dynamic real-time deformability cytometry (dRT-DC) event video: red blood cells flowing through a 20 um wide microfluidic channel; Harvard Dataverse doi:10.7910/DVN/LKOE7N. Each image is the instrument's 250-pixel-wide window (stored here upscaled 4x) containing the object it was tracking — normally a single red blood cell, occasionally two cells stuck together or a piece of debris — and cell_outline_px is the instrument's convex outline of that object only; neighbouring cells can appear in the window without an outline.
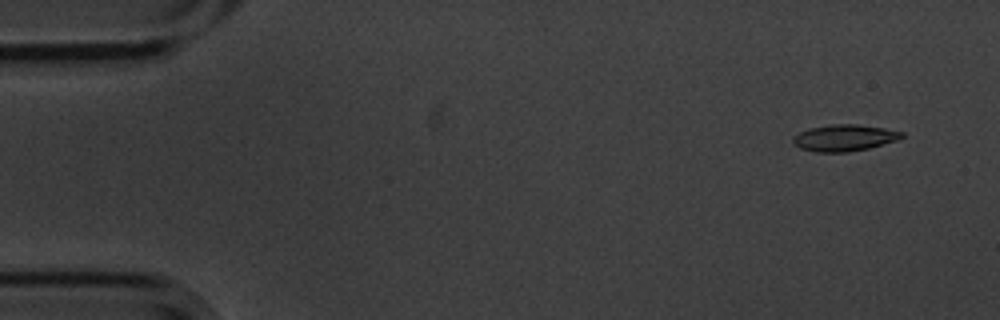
{"species": "common noctule bat (a hibernating species)", "species_latin": "Nyctalus noctula", "temperature_condition": "cold", "stored_images_in_passage": 7, "camera_frame_rate_fps": 3000, "um_per_image_px": 0.085, "animal": {"sex": "male", "body_mass_g": 20.1, "forearm_length_mm": 53.5}, "frame": {"image": 1, "passage_image": 1, "time_ms": 0.0, "image_size_px": [1000, 320], "cell_outline_px": [[904, 136], [896, 140], [868, 148], [848, 152], [816, 152], [800, 148], [792, 144], [792, 136], [808, 128], [832, 124], [856, 124], [884, 128], [904, 132]], "centroid_in_image_um": [71.72, 11.71], "position_along_channel_um": 13.3, "area_um2": 16.82}}
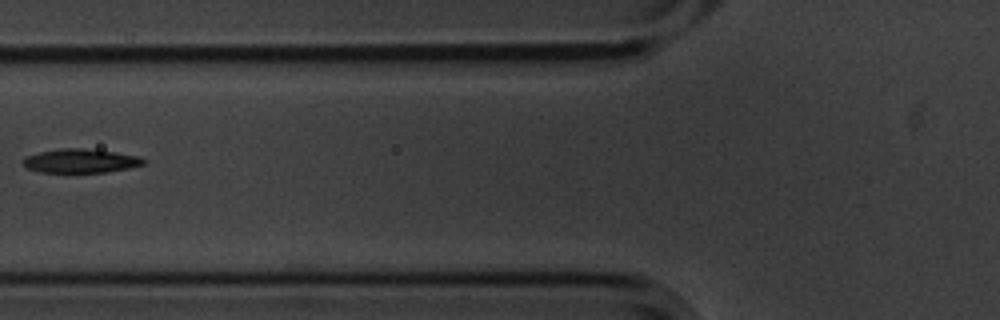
{"frame": {"image": 2, "passage_image": 6, "time_ms": 1.667, "image_size_px": [1000, 320], "cell_outline_px": [[148, 160], [144, 164], [128, 168], [104, 172], [40, 172], [28, 168], [24, 164], [24, 156], [40, 152], [60, 148], [84, 148], [116, 152], [140, 156]], "centroid_in_image_um": [6.89, 13.66], "position_along_channel_um": 118.9, "area_um2": 16.76}}
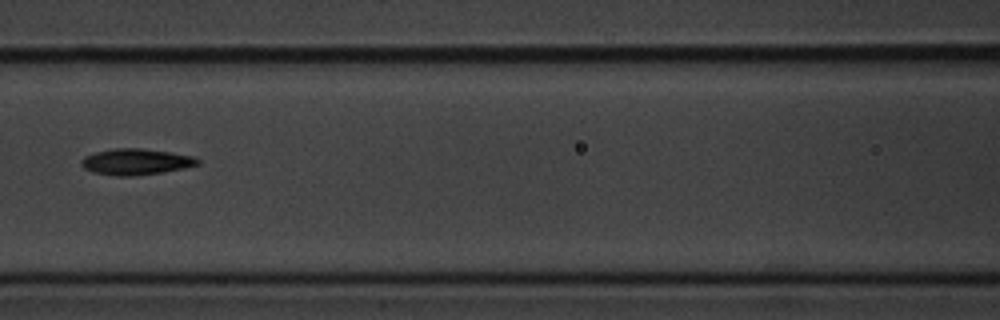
{"frame": {"image": 3, "passage_image": 7, "time_ms": 2.0, "image_size_px": [1000, 320], "cell_outline_px": [[200, 164], [184, 168], [160, 172], [132, 176], [116, 176], [92, 172], [84, 168], [80, 164], [80, 160], [84, 156], [96, 152], [112, 148], [140, 148], [172, 152], [196, 156], [200, 160]], "centroid_in_image_um": [11.55, 13.74], "position_along_channel_um": 155.0, "area_um2": 17.86}}